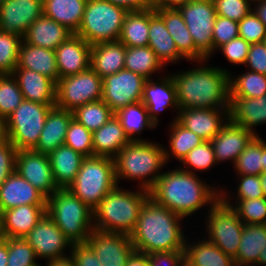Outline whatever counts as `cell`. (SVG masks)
Returning a JSON list of instances; mask_svg holds the SVG:
<instances>
[{"instance_id": "cell-1", "label": "cell", "mask_w": 266, "mask_h": 266, "mask_svg": "<svg viewBox=\"0 0 266 266\" xmlns=\"http://www.w3.org/2000/svg\"><path fill=\"white\" fill-rule=\"evenodd\" d=\"M149 197L183 218L220 199V191L180 168L162 173L149 191Z\"/></svg>"}, {"instance_id": "cell-2", "label": "cell", "mask_w": 266, "mask_h": 266, "mask_svg": "<svg viewBox=\"0 0 266 266\" xmlns=\"http://www.w3.org/2000/svg\"><path fill=\"white\" fill-rule=\"evenodd\" d=\"M182 219L148 197L141 207L135 230L130 235L135 251L146 254L184 251L187 238L180 227Z\"/></svg>"}, {"instance_id": "cell-3", "label": "cell", "mask_w": 266, "mask_h": 266, "mask_svg": "<svg viewBox=\"0 0 266 266\" xmlns=\"http://www.w3.org/2000/svg\"><path fill=\"white\" fill-rule=\"evenodd\" d=\"M172 74L179 109L229 108L230 73L221 67H201Z\"/></svg>"}, {"instance_id": "cell-4", "label": "cell", "mask_w": 266, "mask_h": 266, "mask_svg": "<svg viewBox=\"0 0 266 266\" xmlns=\"http://www.w3.org/2000/svg\"><path fill=\"white\" fill-rule=\"evenodd\" d=\"M113 159L117 184L124 178L139 180V188L148 192L159 179L162 174L159 171L166 164L162 145L145 139L130 141Z\"/></svg>"}, {"instance_id": "cell-5", "label": "cell", "mask_w": 266, "mask_h": 266, "mask_svg": "<svg viewBox=\"0 0 266 266\" xmlns=\"http://www.w3.org/2000/svg\"><path fill=\"white\" fill-rule=\"evenodd\" d=\"M126 191L118 185L93 210L94 229L131 235L137 225L141 207L149 192Z\"/></svg>"}, {"instance_id": "cell-6", "label": "cell", "mask_w": 266, "mask_h": 266, "mask_svg": "<svg viewBox=\"0 0 266 266\" xmlns=\"http://www.w3.org/2000/svg\"><path fill=\"white\" fill-rule=\"evenodd\" d=\"M46 213L72 244L86 243L94 230L93 210L68 188L47 198Z\"/></svg>"}, {"instance_id": "cell-7", "label": "cell", "mask_w": 266, "mask_h": 266, "mask_svg": "<svg viewBox=\"0 0 266 266\" xmlns=\"http://www.w3.org/2000/svg\"><path fill=\"white\" fill-rule=\"evenodd\" d=\"M117 185L114 159L93 156L83 160L68 190L94 210Z\"/></svg>"}, {"instance_id": "cell-8", "label": "cell", "mask_w": 266, "mask_h": 266, "mask_svg": "<svg viewBox=\"0 0 266 266\" xmlns=\"http://www.w3.org/2000/svg\"><path fill=\"white\" fill-rule=\"evenodd\" d=\"M129 11L107 0H87L76 35L91 46L118 41L124 18Z\"/></svg>"}, {"instance_id": "cell-9", "label": "cell", "mask_w": 266, "mask_h": 266, "mask_svg": "<svg viewBox=\"0 0 266 266\" xmlns=\"http://www.w3.org/2000/svg\"><path fill=\"white\" fill-rule=\"evenodd\" d=\"M55 105H45L23 100L4 121L8 141L19 150H32L40 139L48 112Z\"/></svg>"}, {"instance_id": "cell-10", "label": "cell", "mask_w": 266, "mask_h": 266, "mask_svg": "<svg viewBox=\"0 0 266 266\" xmlns=\"http://www.w3.org/2000/svg\"><path fill=\"white\" fill-rule=\"evenodd\" d=\"M208 213H210L206 223V229L209 231L208 240L234 260L237 256L244 223L221 199L210 205Z\"/></svg>"}, {"instance_id": "cell-11", "label": "cell", "mask_w": 266, "mask_h": 266, "mask_svg": "<svg viewBox=\"0 0 266 266\" xmlns=\"http://www.w3.org/2000/svg\"><path fill=\"white\" fill-rule=\"evenodd\" d=\"M102 78L91 68L58 79L55 106L73 112L79 106L102 99Z\"/></svg>"}, {"instance_id": "cell-12", "label": "cell", "mask_w": 266, "mask_h": 266, "mask_svg": "<svg viewBox=\"0 0 266 266\" xmlns=\"http://www.w3.org/2000/svg\"><path fill=\"white\" fill-rule=\"evenodd\" d=\"M178 9L196 49L209 60L213 54L212 32L217 17L213 0H191Z\"/></svg>"}, {"instance_id": "cell-13", "label": "cell", "mask_w": 266, "mask_h": 266, "mask_svg": "<svg viewBox=\"0 0 266 266\" xmlns=\"http://www.w3.org/2000/svg\"><path fill=\"white\" fill-rule=\"evenodd\" d=\"M102 100L115 114L129 104L140 102L146 78L132 71L123 69L102 78Z\"/></svg>"}, {"instance_id": "cell-14", "label": "cell", "mask_w": 266, "mask_h": 266, "mask_svg": "<svg viewBox=\"0 0 266 266\" xmlns=\"http://www.w3.org/2000/svg\"><path fill=\"white\" fill-rule=\"evenodd\" d=\"M24 239L34 249L37 258L48 261L67 257L65 247L73 245L47 213Z\"/></svg>"}, {"instance_id": "cell-15", "label": "cell", "mask_w": 266, "mask_h": 266, "mask_svg": "<svg viewBox=\"0 0 266 266\" xmlns=\"http://www.w3.org/2000/svg\"><path fill=\"white\" fill-rule=\"evenodd\" d=\"M15 171L46 198L58 189L47 154L33 149L17 151Z\"/></svg>"}, {"instance_id": "cell-16", "label": "cell", "mask_w": 266, "mask_h": 266, "mask_svg": "<svg viewBox=\"0 0 266 266\" xmlns=\"http://www.w3.org/2000/svg\"><path fill=\"white\" fill-rule=\"evenodd\" d=\"M102 266H125L135 247L131 237L122 233L94 229L86 242Z\"/></svg>"}, {"instance_id": "cell-17", "label": "cell", "mask_w": 266, "mask_h": 266, "mask_svg": "<svg viewBox=\"0 0 266 266\" xmlns=\"http://www.w3.org/2000/svg\"><path fill=\"white\" fill-rule=\"evenodd\" d=\"M43 14V0H7L0 7V31L23 37Z\"/></svg>"}, {"instance_id": "cell-18", "label": "cell", "mask_w": 266, "mask_h": 266, "mask_svg": "<svg viewBox=\"0 0 266 266\" xmlns=\"http://www.w3.org/2000/svg\"><path fill=\"white\" fill-rule=\"evenodd\" d=\"M228 109H179L176 120L204 141H211L228 122Z\"/></svg>"}, {"instance_id": "cell-19", "label": "cell", "mask_w": 266, "mask_h": 266, "mask_svg": "<svg viewBox=\"0 0 266 266\" xmlns=\"http://www.w3.org/2000/svg\"><path fill=\"white\" fill-rule=\"evenodd\" d=\"M91 45L73 34L55 50L59 79L76 75L90 67Z\"/></svg>"}, {"instance_id": "cell-20", "label": "cell", "mask_w": 266, "mask_h": 266, "mask_svg": "<svg viewBox=\"0 0 266 266\" xmlns=\"http://www.w3.org/2000/svg\"><path fill=\"white\" fill-rule=\"evenodd\" d=\"M47 198L16 171L0 186V209L6 211L20 205H46Z\"/></svg>"}, {"instance_id": "cell-21", "label": "cell", "mask_w": 266, "mask_h": 266, "mask_svg": "<svg viewBox=\"0 0 266 266\" xmlns=\"http://www.w3.org/2000/svg\"><path fill=\"white\" fill-rule=\"evenodd\" d=\"M256 135L243 127L228 122L219 133L211 140L216 162L232 160L235 164L238 156Z\"/></svg>"}, {"instance_id": "cell-22", "label": "cell", "mask_w": 266, "mask_h": 266, "mask_svg": "<svg viewBox=\"0 0 266 266\" xmlns=\"http://www.w3.org/2000/svg\"><path fill=\"white\" fill-rule=\"evenodd\" d=\"M152 80V78L147 79L144 83L141 102L145 105L149 117L157 126L159 112L169 107H174L179 111V106L177 103L176 86L171 75H167L158 82Z\"/></svg>"}, {"instance_id": "cell-23", "label": "cell", "mask_w": 266, "mask_h": 266, "mask_svg": "<svg viewBox=\"0 0 266 266\" xmlns=\"http://www.w3.org/2000/svg\"><path fill=\"white\" fill-rule=\"evenodd\" d=\"M46 214V205H20L2 212V237L24 238Z\"/></svg>"}, {"instance_id": "cell-24", "label": "cell", "mask_w": 266, "mask_h": 266, "mask_svg": "<svg viewBox=\"0 0 266 266\" xmlns=\"http://www.w3.org/2000/svg\"><path fill=\"white\" fill-rule=\"evenodd\" d=\"M12 75L19 85L24 100L55 105L56 83L53 80L27 68H16Z\"/></svg>"}, {"instance_id": "cell-25", "label": "cell", "mask_w": 266, "mask_h": 266, "mask_svg": "<svg viewBox=\"0 0 266 266\" xmlns=\"http://www.w3.org/2000/svg\"><path fill=\"white\" fill-rule=\"evenodd\" d=\"M155 11L163 19L166 29L177 46L178 52L184 59L198 63L207 62V59L196 49L179 9H155Z\"/></svg>"}, {"instance_id": "cell-26", "label": "cell", "mask_w": 266, "mask_h": 266, "mask_svg": "<svg viewBox=\"0 0 266 266\" xmlns=\"http://www.w3.org/2000/svg\"><path fill=\"white\" fill-rule=\"evenodd\" d=\"M228 115L230 122L258 136L253 129L266 123V94L256 98L230 97Z\"/></svg>"}, {"instance_id": "cell-27", "label": "cell", "mask_w": 266, "mask_h": 266, "mask_svg": "<svg viewBox=\"0 0 266 266\" xmlns=\"http://www.w3.org/2000/svg\"><path fill=\"white\" fill-rule=\"evenodd\" d=\"M72 118L73 113L71 111L53 106L48 112L39 142L33 150L48 155L63 145Z\"/></svg>"}, {"instance_id": "cell-28", "label": "cell", "mask_w": 266, "mask_h": 266, "mask_svg": "<svg viewBox=\"0 0 266 266\" xmlns=\"http://www.w3.org/2000/svg\"><path fill=\"white\" fill-rule=\"evenodd\" d=\"M71 35L73 33L69 29L43 14L30 25L23 40L31 45L55 51Z\"/></svg>"}, {"instance_id": "cell-29", "label": "cell", "mask_w": 266, "mask_h": 266, "mask_svg": "<svg viewBox=\"0 0 266 266\" xmlns=\"http://www.w3.org/2000/svg\"><path fill=\"white\" fill-rule=\"evenodd\" d=\"M126 46L120 41L98 43L91 46L90 67L101 77L124 69Z\"/></svg>"}, {"instance_id": "cell-30", "label": "cell", "mask_w": 266, "mask_h": 266, "mask_svg": "<svg viewBox=\"0 0 266 266\" xmlns=\"http://www.w3.org/2000/svg\"><path fill=\"white\" fill-rule=\"evenodd\" d=\"M92 141L93 156L114 158L130 139L114 114L101 128L92 133Z\"/></svg>"}, {"instance_id": "cell-31", "label": "cell", "mask_w": 266, "mask_h": 266, "mask_svg": "<svg viewBox=\"0 0 266 266\" xmlns=\"http://www.w3.org/2000/svg\"><path fill=\"white\" fill-rule=\"evenodd\" d=\"M48 157L58 189H66L74 182L86 158L65 144L49 153Z\"/></svg>"}, {"instance_id": "cell-32", "label": "cell", "mask_w": 266, "mask_h": 266, "mask_svg": "<svg viewBox=\"0 0 266 266\" xmlns=\"http://www.w3.org/2000/svg\"><path fill=\"white\" fill-rule=\"evenodd\" d=\"M16 68L33 70L50 78L55 83L59 79L55 51L31 45L24 40L20 46Z\"/></svg>"}, {"instance_id": "cell-33", "label": "cell", "mask_w": 266, "mask_h": 266, "mask_svg": "<svg viewBox=\"0 0 266 266\" xmlns=\"http://www.w3.org/2000/svg\"><path fill=\"white\" fill-rule=\"evenodd\" d=\"M148 46L155 52L163 65L170 62L175 63L184 58L178 52L177 46L166 29L163 19L153 8L150 9Z\"/></svg>"}, {"instance_id": "cell-34", "label": "cell", "mask_w": 266, "mask_h": 266, "mask_svg": "<svg viewBox=\"0 0 266 266\" xmlns=\"http://www.w3.org/2000/svg\"><path fill=\"white\" fill-rule=\"evenodd\" d=\"M86 2L87 0H43L44 15L76 34L83 19Z\"/></svg>"}, {"instance_id": "cell-35", "label": "cell", "mask_w": 266, "mask_h": 266, "mask_svg": "<svg viewBox=\"0 0 266 266\" xmlns=\"http://www.w3.org/2000/svg\"><path fill=\"white\" fill-rule=\"evenodd\" d=\"M266 242V224H244L237 256L234 262L240 266H254Z\"/></svg>"}, {"instance_id": "cell-36", "label": "cell", "mask_w": 266, "mask_h": 266, "mask_svg": "<svg viewBox=\"0 0 266 266\" xmlns=\"http://www.w3.org/2000/svg\"><path fill=\"white\" fill-rule=\"evenodd\" d=\"M150 9L129 11L118 38L126 47L148 46Z\"/></svg>"}, {"instance_id": "cell-37", "label": "cell", "mask_w": 266, "mask_h": 266, "mask_svg": "<svg viewBox=\"0 0 266 266\" xmlns=\"http://www.w3.org/2000/svg\"><path fill=\"white\" fill-rule=\"evenodd\" d=\"M185 241L184 256L193 266H231L234 260L220 248L203 239L195 244Z\"/></svg>"}, {"instance_id": "cell-38", "label": "cell", "mask_w": 266, "mask_h": 266, "mask_svg": "<svg viewBox=\"0 0 266 266\" xmlns=\"http://www.w3.org/2000/svg\"><path fill=\"white\" fill-rule=\"evenodd\" d=\"M115 115L130 141H143L142 138H136V134H141L142 130L146 128L154 129L157 127L149 117L148 110L141 101L129 104L116 112Z\"/></svg>"}, {"instance_id": "cell-39", "label": "cell", "mask_w": 266, "mask_h": 266, "mask_svg": "<svg viewBox=\"0 0 266 266\" xmlns=\"http://www.w3.org/2000/svg\"><path fill=\"white\" fill-rule=\"evenodd\" d=\"M164 65L149 46L126 47L124 69L151 79Z\"/></svg>"}, {"instance_id": "cell-40", "label": "cell", "mask_w": 266, "mask_h": 266, "mask_svg": "<svg viewBox=\"0 0 266 266\" xmlns=\"http://www.w3.org/2000/svg\"><path fill=\"white\" fill-rule=\"evenodd\" d=\"M173 123L170 124V135H169V149L164 147V154L166 163L173 155L180 162L182 159L196 146L200 145L204 140L190 131L186 127L182 126L176 118L173 119ZM170 151V152H169ZM171 154V155H170Z\"/></svg>"}, {"instance_id": "cell-41", "label": "cell", "mask_w": 266, "mask_h": 266, "mask_svg": "<svg viewBox=\"0 0 266 266\" xmlns=\"http://www.w3.org/2000/svg\"><path fill=\"white\" fill-rule=\"evenodd\" d=\"M233 76L230 72V97L256 98L266 94V75L249 70L237 78Z\"/></svg>"}, {"instance_id": "cell-42", "label": "cell", "mask_w": 266, "mask_h": 266, "mask_svg": "<svg viewBox=\"0 0 266 266\" xmlns=\"http://www.w3.org/2000/svg\"><path fill=\"white\" fill-rule=\"evenodd\" d=\"M220 191V199L230 206L244 224H266V198L239 200L233 203L228 199V192ZM225 194V195H224ZM236 204V205H235Z\"/></svg>"}, {"instance_id": "cell-43", "label": "cell", "mask_w": 266, "mask_h": 266, "mask_svg": "<svg viewBox=\"0 0 266 266\" xmlns=\"http://www.w3.org/2000/svg\"><path fill=\"white\" fill-rule=\"evenodd\" d=\"M72 113L73 118L92 133L101 128L114 115L102 99L79 106Z\"/></svg>"}, {"instance_id": "cell-44", "label": "cell", "mask_w": 266, "mask_h": 266, "mask_svg": "<svg viewBox=\"0 0 266 266\" xmlns=\"http://www.w3.org/2000/svg\"><path fill=\"white\" fill-rule=\"evenodd\" d=\"M262 138L255 136L238 156L234 168L237 175H261L263 173Z\"/></svg>"}, {"instance_id": "cell-45", "label": "cell", "mask_w": 266, "mask_h": 266, "mask_svg": "<svg viewBox=\"0 0 266 266\" xmlns=\"http://www.w3.org/2000/svg\"><path fill=\"white\" fill-rule=\"evenodd\" d=\"M19 85L12 74H0V121L4 122L23 101Z\"/></svg>"}, {"instance_id": "cell-46", "label": "cell", "mask_w": 266, "mask_h": 266, "mask_svg": "<svg viewBox=\"0 0 266 266\" xmlns=\"http://www.w3.org/2000/svg\"><path fill=\"white\" fill-rule=\"evenodd\" d=\"M23 37L0 31V74H12L18 63Z\"/></svg>"}, {"instance_id": "cell-47", "label": "cell", "mask_w": 266, "mask_h": 266, "mask_svg": "<svg viewBox=\"0 0 266 266\" xmlns=\"http://www.w3.org/2000/svg\"><path fill=\"white\" fill-rule=\"evenodd\" d=\"M64 144L84 157H93L92 132L74 118L69 123Z\"/></svg>"}, {"instance_id": "cell-48", "label": "cell", "mask_w": 266, "mask_h": 266, "mask_svg": "<svg viewBox=\"0 0 266 266\" xmlns=\"http://www.w3.org/2000/svg\"><path fill=\"white\" fill-rule=\"evenodd\" d=\"M182 164H185V167L182 170L194 173L196 171H208L210 167L217 164L214 154V149L211 144V141H203L200 145L193 148L183 159ZM216 163V164H215ZM187 165L189 167H187ZM194 171H193V169ZM187 168V169H186ZM191 168V169H190Z\"/></svg>"}, {"instance_id": "cell-49", "label": "cell", "mask_w": 266, "mask_h": 266, "mask_svg": "<svg viewBox=\"0 0 266 266\" xmlns=\"http://www.w3.org/2000/svg\"><path fill=\"white\" fill-rule=\"evenodd\" d=\"M38 258L24 238H8L7 266H36Z\"/></svg>"}, {"instance_id": "cell-50", "label": "cell", "mask_w": 266, "mask_h": 266, "mask_svg": "<svg viewBox=\"0 0 266 266\" xmlns=\"http://www.w3.org/2000/svg\"><path fill=\"white\" fill-rule=\"evenodd\" d=\"M238 30L239 37L249 44L261 43L266 38V26L253 11L238 22Z\"/></svg>"}, {"instance_id": "cell-51", "label": "cell", "mask_w": 266, "mask_h": 266, "mask_svg": "<svg viewBox=\"0 0 266 266\" xmlns=\"http://www.w3.org/2000/svg\"><path fill=\"white\" fill-rule=\"evenodd\" d=\"M217 16L239 22L252 11L249 0H213Z\"/></svg>"}, {"instance_id": "cell-52", "label": "cell", "mask_w": 266, "mask_h": 266, "mask_svg": "<svg viewBox=\"0 0 266 266\" xmlns=\"http://www.w3.org/2000/svg\"><path fill=\"white\" fill-rule=\"evenodd\" d=\"M238 36L239 30L237 21H232L226 17L217 16L212 32L213 53L217 51L220 46L228 43Z\"/></svg>"}, {"instance_id": "cell-53", "label": "cell", "mask_w": 266, "mask_h": 266, "mask_svg": "<svg viewBox=\"0 0 266 266\" xmlns=\"http://www.w3.org/2000/svg\"><path fill=\"white\" fill-rule=\"evenodd\" d=\"M250 44L242 37H236L223 44L218 49L222 51L225 58L232 63L237 65H244L246 63Z\"/></svg>"}, {"instance_id": "cell-54", "label": "cell", "mask_w": 266, "mask_h": 266, "mask_svg": "<svg viewBox=\"0 0 266 266\" xmlns=\"http://www.w3.org/2000/svg\"><path fill=\"white\" fill-rule=\"evenodd\" d=\"M236 200H246L264 197L260 175H239Z\"/></svg>"}, {"instance_id": "cell-55", "label": "cell", "mask_w": 266, "mask_h": 266, "mask_svg": "<svg viewBox=\"0 0 266 266\" xmlns=\"http://www.w3.org/2000/svg\"><path fill=\"white\" fill-rule=\"evenodd\" d=\"M17 149L8 141L0 148V186L15 172Z\"/></svg>"}, {"instance_id": "cell-56", "label": "cell", "mask_w": 266, "mask_h": 266, "mask_svg": "<svg viewBox=\"0 0 266 266\" xmlns=\"http://www.w3.org/2000/svg\"><path fill=\"white\" fill-rule=\"evenodd\" d=\"M250 71L266 75V46L264 42L250 44L246 60Z\"/></svg>"}, {"instance_id": "cell-57", "label": "cell", "mask_w": 266, "mask_h": 266, "mask_svg": "<svg viewBox=\"0 0 266 266\" xmlns=\"http://www.w3.org/2000/svg\"><path fill=\"white\" fill-rule=\"evenodd\" d=\"M70 252L75 266H102L87 243L73 244Z\"/></svg>"}, {"instance_id": "cell-58", "label": "cell", "mask_w": 266, "mask_h": 266, "mask_svg": "<svg viewBox=\"0 0 266 266\" xmlns=\"http://www.w3.org/2000/svg\"><path fill=\"white\" fill-rule=\"evenodd\" d=\"M184 251L154 252L149 254L150 266H177Z\"/></svg>"}, {"instance_id": "cell-59", "label": "cell", "mask_w": 266, "mask_h": 266, "mask_svg": "<svg viewBox=\"0 0 266 266\" xmlns=\"http://www.w3.org/2000/svg\"><path fill=\"white\" fill-rule=\"evenodd\" d=\"M110 3L123 7L127 11H141L153 8L152 0H107Z\"/></svg>"}, {"instance_id": "cell-60", "label": "cell", "mask_w": 266, "mask_h": 266, "mask_svg": "<svg viewBox=\"0 0 266 266\" xmlns=\"http://www.w3.org/2000/svg\"><path fill=\"white\" fill-rule=\"evenodd\" d=\"M191 0H152L153 9H178Z\"/></svg>"}, {"instance_id": "cell-61", "label": "cell", "mask_w": 266, "mask_h": 266, "mask_svg": "<svg viewBox=\"0 0 266 266\" xmlns=\"http://www.w3.org/2000/svg\"><path fill=\"white\" fill-rule=\"evenodd\" d=\"M125 266H150L149 254L134 251Z\"/></svg>"}, {"instance_id": "cell-62", "label": "cell", "mask_w": 266, "mask_h": 266, "mask_svg": "<svg viewBox=\"0 0 266 266\" xmlns=\"http://www.w3.org/2000/svg\"><path fill=\"white\" fill-rule=\"evenodd\" d=\"M8 238H0V266H7Z\"/></svg>"}, {"instance_id": "cell-63", "label": "cell", "mask_w": 266, "mask_h": 266, "mask_svg": "<svg viewBox=\"0 0 266 266\" xmlns=\"http://www.w3.org/2000/svg\"><path fill=\"white\" fill-rule=\"evenodd\" d=\"M255 8H252L254 14L262 21V23L266 26V0L255 3Z\"/></svg>"}, {"instance_id": "cell-64", "label": "cell", "mask_w": 266, "mask_h": 266, "mask_svg": "<svg viewBox=\"0 0 266 266\" xmlns=\"http://www.w3.org/2000/svg\"><path fill=\"white\" fill-rule=\"evenodd\" d=\"M46 266H75V264L71 256L67 255L64 258L48 261Z\"/></svg>"}, {"instance_id": "cell-65", "label": "cell", "mask_w": 266, "mask_h": 266, "mask_svg": "<svg viewBox=\"0 0 266 266\" xmlns=\"http://www.w3.org/2000/svg\"><path fill=\"white\" fill-rule=\"evenodd\" d=\"M8 142V134L4 122L0 121V148Z\"/></svg>"}, {"instance_id": "cell-66", "label": "cell", "mask_w": 266, "mask_h": 266, "mask_svg": "<svg viewBox=\"0 0 266 266\" xmlns=\"http://www.w3.org/2000/svg\"><path fill=\"white\" fill-rule=\"evenodd\" d=\"M258 265H265L266 266V242H265V246L263 248V251L260 252L259 254V259L257 261V263L255 264V266Z\"/></svg>"}, {"instance_id": "cell-67", "label": "cell", "mask_w": 266, "mask_h": 266, "mask_svg": "<svg viewBox=\"0 0 266 266\" xmlns=\"http://www.w3.org/2000/svg\"><path fill=\"white\" fill-rule=\"evenodd\" d=\"M263 173L266 172V142L262 139Z\"/></svg>"}, {"instance_id": "cell-68", "label": "cell", "mask_w": 266, "mask_h": 266, "mask_svg": "<svg viewBox=\"0 0 266 266\" xmlns=\"http://www.w3.org/2000/svg\"><path fill=\"white\" fill-rule=\"evenodd\" d=\"M260 179H261V186H262L263 194H264V197L266 198V172L260 175Z\"/></svg>"}, {"instance_id": "cell-69", "label": "cell", "mask_w": 266, "mask_h": 266, "mask_svg": "<svg viewBox=\"0 0 266 266\" xmlns=\"http://www.w3.org/2000/svg\"><path fill=\"white\" fill-rule=\"evenodd\" d=\"M0 238H2V211L0 209Z\"/></svg>"}, {"instance_id": "cell-70", "label": "cell", "mask_w": 266, "mask_h": 266, "mask_svg": "<svg viewBox=\"0 0 266 266\" xmlns=\"http://www.w3.org/2000/svg\"><path fill=\"white\" fill-rule=\"evenodd\" d=\"M261 1H265V0H249V2L252 4L253 2L254 3H258V2H261Z\"/></svg>"}, {"instance_id": "cell-71", "label": "cell", "mask_w": 266, "mask_h": 266, "mask_svg": "<svg viewBox=\"0 0 266 266\" xmlns=\"http://www.w3.org/2000/svg\"><path fill=\"white\" fill-rule=\"evenodd\" d=\"M7 0H0V7L6 2Z\"/></svg>"}, {"instance_id": "cell-72", "label": "cell", "mask_w": 266, "mask_h": 266, "mask_svg": "<svg viewBox=\"0 0 266 266\" xmlns=\"http://www.w3.org/2000/svg\"><path fill=\"white\" fill-rule=\"evenodd\" d=\"M231 266H240V265H238V264H236V263L234 262Z\"/></svg>"}]
</instances>
